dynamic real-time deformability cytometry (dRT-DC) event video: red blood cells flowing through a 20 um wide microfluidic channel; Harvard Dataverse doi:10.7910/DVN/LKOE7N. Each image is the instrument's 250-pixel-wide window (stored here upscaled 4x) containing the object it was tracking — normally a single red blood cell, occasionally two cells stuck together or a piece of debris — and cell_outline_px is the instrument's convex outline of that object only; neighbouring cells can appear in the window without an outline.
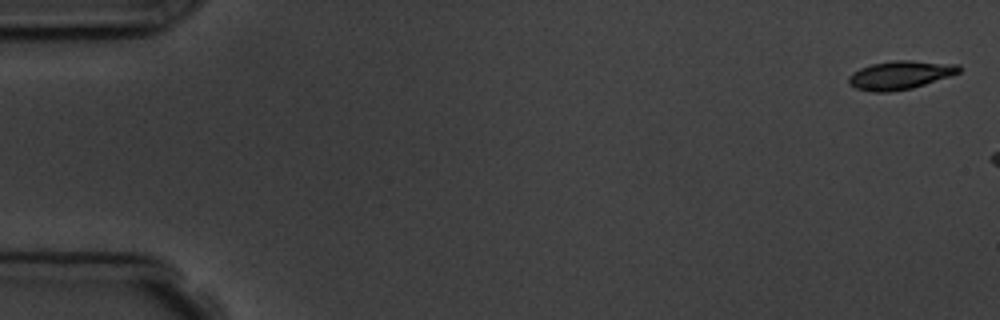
{"species": "common noctule bat (a hibernating species)", "species_latin": "Nyctalus noctula", "temperature_condition": "room temperature", "stored_images_in_passage": 3, "camera_frame_rate_fps": 3000, "um_per_image_px": 0.085, "animal": {"sex": "male", "body_mass_g": 19.5, "forearm_length_mm": 54.6}, "frame": {"image": 1, "passage_image": 1, "time_ms": 0.0, "image_size_px": [1000, 320], "cell_outline_px": [[960, 72], [912, 88], [888, 92], [872, 92], [856, 88], [848, 84], [848, 76], [860, 68], [872, 64], [896, 60], [908, 60], [960, 64]], "centroid_in_image_um": [76.49, 6.38], "position_along_channel_um": 8.5, "area_um2": 18.15}}